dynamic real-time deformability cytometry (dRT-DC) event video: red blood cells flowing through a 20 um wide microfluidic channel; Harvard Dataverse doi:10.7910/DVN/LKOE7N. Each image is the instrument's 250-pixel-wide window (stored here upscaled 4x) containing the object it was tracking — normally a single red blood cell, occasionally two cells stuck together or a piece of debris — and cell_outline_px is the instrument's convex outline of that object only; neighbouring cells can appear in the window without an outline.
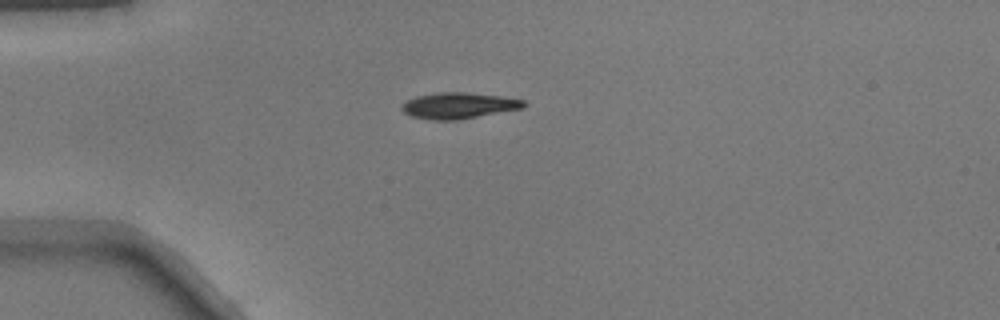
{"species": "common noctule bat (a hibernating species)", "species_latin": "Nyctalus noctula", "temperature_condition": "warm", "stored_images_in_passage": 38, "camera_frame_rate_fps": 3000, "um_per_image_px": 0.085, "animal": {"sex": "male", "body_mass_g": 17.9}, "frame": {"image": 1, "passage_image": 1, "time_ms": 0.0, "image_size_px": [1000, 320], "cell_outline_px": [[528, 104], [524, 108], [456, 120], [432, 120], [412, 116], [404, 112], [400, 108], [400, 104], [416, 96], [440, 92], [464, 92], [504, 96], [524, 100]], "centroid_in_image_um": [39.0, 8.97], "position_along_channel_um": 46.0, "area_um2": 18.61}}
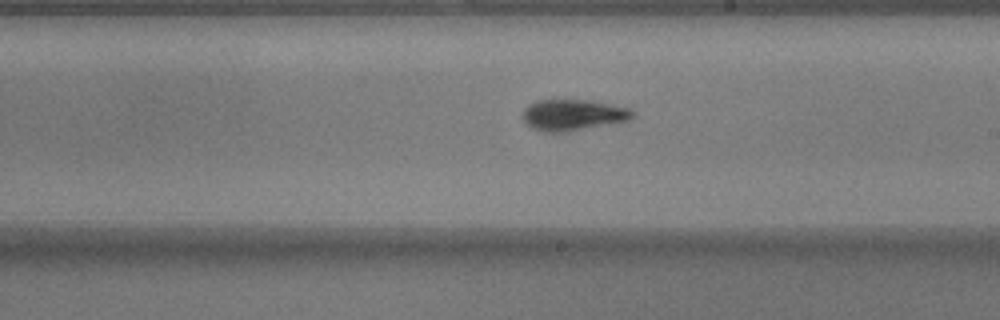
{"frame": {"image": 2, "passage_image": 17, "time_ms": 5.333, "image_size_px": [1000, 320], "cell_outline_px": [[636, 116], [628, 120], [568, 132], [544, 132], [532, 128], [520, 116], [524, 108], [540, 100], [592, 100], [628, 108], [636, 112]], "centroid_in_image_um": [48.71, 9.77], "position_along_channel_um": 240.3, "area_um2": 19.94}}
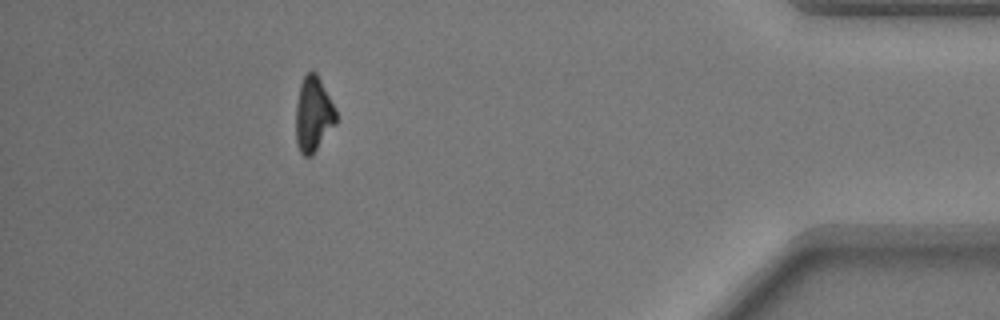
{"frame": {"image": 3, "passage_image": 33, "time_ms": 10.667, "image_size_px": [1000, 320], "cell_outline_px": [[336, 124], [312, 156], [304, 156], [300, 152], [296, 140], [296, 104], [300, 84], [304, 76], [308, 72], [316, 72], [336, 108]], "centroid_in_image_um": [26.64, 9.73], "position_along_channel_um": 408.6, "area_um2": 17.63}}